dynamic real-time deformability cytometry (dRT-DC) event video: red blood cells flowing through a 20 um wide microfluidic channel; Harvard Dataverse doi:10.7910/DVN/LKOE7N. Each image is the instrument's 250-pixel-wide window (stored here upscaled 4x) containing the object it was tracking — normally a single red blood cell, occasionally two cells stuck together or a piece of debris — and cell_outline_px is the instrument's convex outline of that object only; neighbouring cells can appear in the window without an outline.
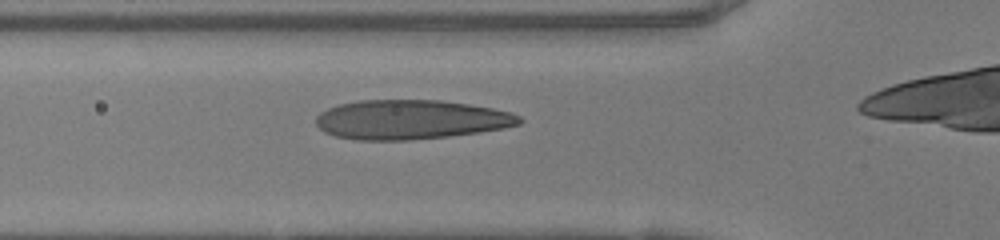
{"species": "human", "species_latin": "Homo sapiens", "temperature_condition": "warm", "stored_images_in_passage": 34, "camera_frame_rate_fps": 3000, "um_per_image_px": 0.085, "donor": {"sex": "female"}, "frame": {"image": 1, "passage_image": 8, "time_ms": 2.333, "image_size_px": [1000, 240], "cell_outline_px": [[524, 120], [520, 124], [504, 128], [480, 132], [448, 136], [408, 140], [356, 140], [336, 136], [324, 132], [316, 124], [316, 116], [320, 112], [328, 108], [340, 104], [360, 100], [440, 100], [468, 104], [492, 108], [512, 112], [520, 116]], "centroid_in_image_um": [34.92, 10.16], "position_along_channel_um": 90.9, "area_um2": 46.76}}
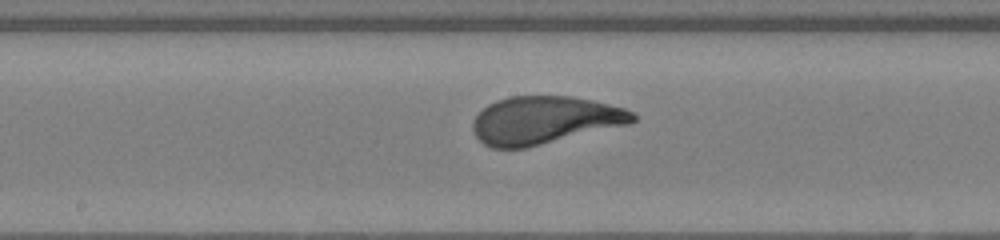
{"frame": {"image": 2, "passage_image": 16, "time_ms": 5.0, "image_size_px": [1000, 240], "cell_outline_px": [[636, 120], [628, 124], [528, 148], [492, 148], [484, 144], [476, 136], [472, 128], [472, 124], [476, 116], [488, 104], [496, 100], [508, 96], [572, 96], [592, 100], [624, 108], [632, 112], [636, 116]], "centroid_in_image_um": [46.27, 10.22], "position_along_channel_um": 201.9, "area_um2": 44.51}}
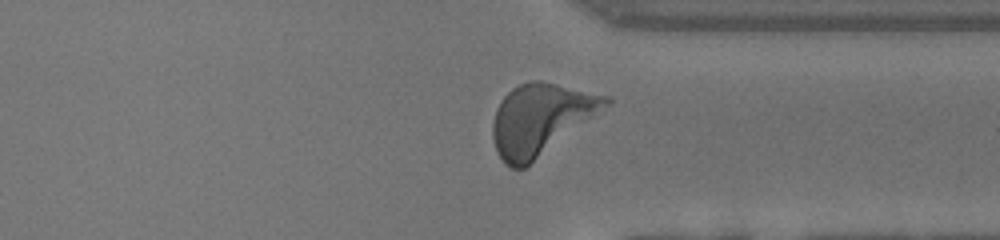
{"frame": {"image": 3, "passage_image": 28, "time_ms": 9.0, "image_size_px": [1000, 240], "cell_outline_px": [[612, 100], [608, 104], [524, 168], [512, 168], [504, 164], [496, 152], [492, 136], [492, 124], [496, 108], [500, 100], [512, 88], [520, 84], [532, 80], [540, 80], [608, 96]], "centroid_in_image_um": [45.86, 10.12], "position_along_channel_um": 365.5, "area_um2": 45.66}, "authors_computed_cell_mechanics": {"area_um2": 44.6794, "velocity_mm_per_s": 4.142, "shape_relaxation_time_tau1_ms": 2.9029, "shape_relaxation_time_tau2_ms": null, "deformation_change_tau1": 0.2007, "deformation_change_tau2": null}}